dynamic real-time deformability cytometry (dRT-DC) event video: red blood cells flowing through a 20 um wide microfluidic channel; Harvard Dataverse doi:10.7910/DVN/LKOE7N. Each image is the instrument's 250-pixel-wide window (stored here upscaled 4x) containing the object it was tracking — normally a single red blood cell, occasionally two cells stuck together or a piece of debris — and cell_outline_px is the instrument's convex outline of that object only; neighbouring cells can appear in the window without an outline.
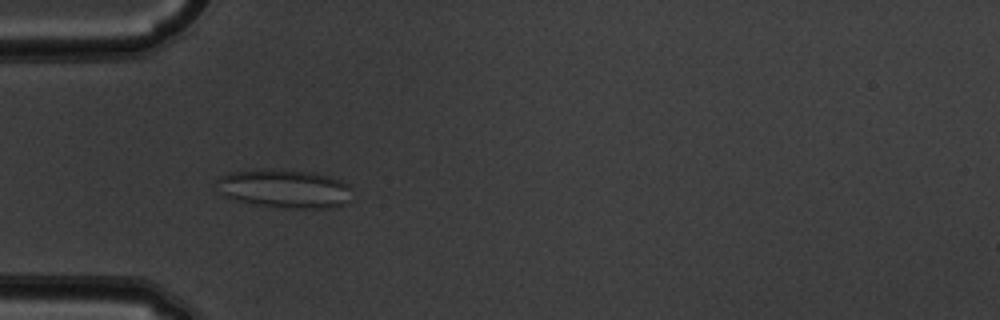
{"species": "common noctule bat (a hibernating species)", "species_latin": "Nyctalus noctula", "temperature_condition": "warm", "stored_images_in_passage": 40, "camera_frame_rate_fps": 3000, "um_per_image_px": 0.085, "animal": {"sex": "male", "body_mass_g": 19.5, "forearm_length_mm": 54.6}, "frame": {"image": 1, "passage_image": 4, "time_ms": 1.0, "image_size_px": [1000, 320], "cell_outline_px": [[352, 188], [344, 204], [336, 208], [284, 208], [236, 200], [224, 196], [220, 192], [216, 180], [220, 176], [232, 172], [264, 168], [272, 168], [312, 172], [328, 176], [340, 180], [348, 184]], "centroid_in_image_um": [24.18, 16.02], "position_along_channel_um": 60.8, "area_um2": 30.46}}
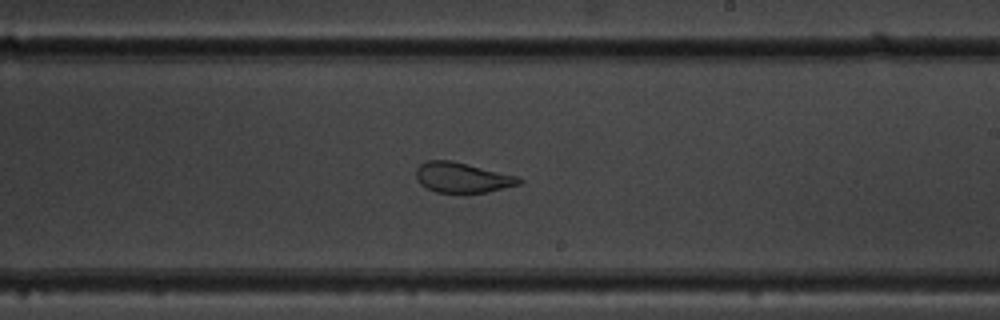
{"frame": {"image": 2, "passage_image": 19, "time_ms": 6.0, "image_size_px": [1000, 320], "cell_outline_px": [[524, 180], [520, 184], [488, 192], [436, 192], [420, 184], [416, 180], [416, 168], [420, 164], [428, 160], [448, 160], [516, 176]], "centroid_in_image_um": [39.26, 15.1], "position_along_channel_um": 249.7, "area_um2": 17.74}}
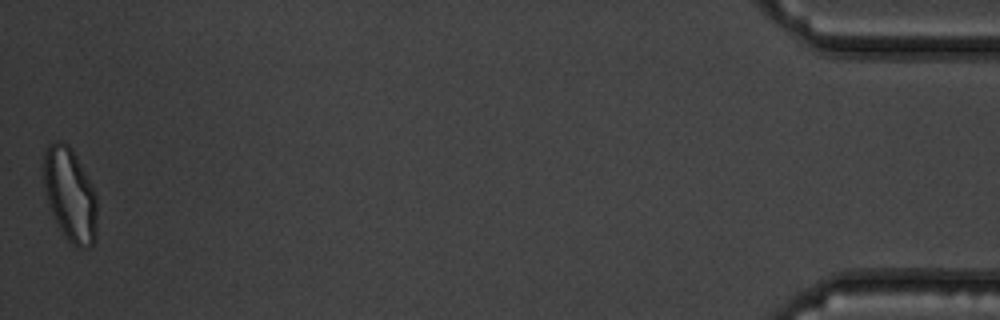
{"frame": {"image": 3, "passage_image": 40, "time_ms": 13.0, "image_size_px": [1000, 320], "cell_outline_px": [[96, 240], [88, 248], [76, 248], [68, 240], [60, 228], [52, 212], [44, 188], [44, 152], [48, 144], [56, 140], [60, 140], [68, 144], [72, 148], [96, 196]], "centroid_in_image_um": [5.95, 16.55], "position_along_channel_um": 429.3, "area_um2": 28.73}, "authors_computed_cell_mechanics": {"area_um2": 21.5305, "velocity_mm_per_s": 3.841, "shape_relaxation_time_tau1_ms": null, "shape_relaxation_time_tau2_ms": 1.2375, "deformation_change_tau1": null, "deformation_change_tau2": 0.0877}}